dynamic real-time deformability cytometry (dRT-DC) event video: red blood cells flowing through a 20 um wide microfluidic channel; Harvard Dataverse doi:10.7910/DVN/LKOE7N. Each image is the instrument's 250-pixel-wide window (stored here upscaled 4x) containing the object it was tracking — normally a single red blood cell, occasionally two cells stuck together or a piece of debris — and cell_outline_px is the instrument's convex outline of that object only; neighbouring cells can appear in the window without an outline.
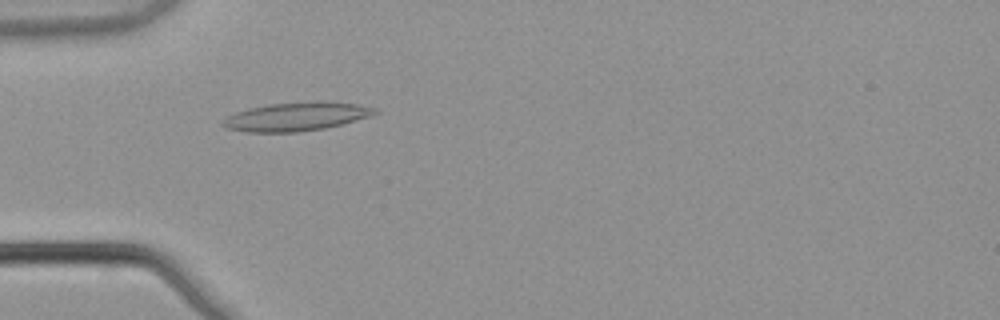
{"species": "common noctule bat (a hibernating species)", "species_latin": "Nyctalus noctula", "temperature_condition": "warm", "stored_images_in_passage": 6, "camera_frame_rate_fps": 3000, "um_per_image_px": 0.085, "animal": {"sex": "male", "body_mass_g": 21.5, "forearm_length_mm": 52.0}, "frame": {"image": 1, "passage_image": 5, "time_ms": 1.333, "image_size_px": [1000, 320], "cell_outline_px": [[380, 112], [372, 116], [324, 128], [296, 132], [244, 132], [224, 128], [220, 124], [220, 120], [236, 112], [248, 108], [268, 104], [356, 104], [376, 108]], "centroid_in_image_um": [25.07, 9.96], "position_along_channel_um": 59.9, "area_um2": 24.33}}
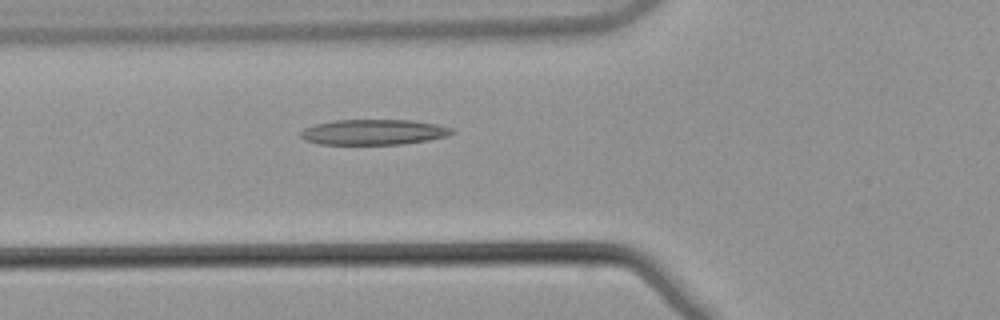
{"frame": {"image": 2, "passage_image": 6, "time_ms": 1.667, "image_size_px": [1000, 320], "cell_outline_px": [[456, 132], [448, 136], [428, 140], [404, 144], [320, 144], [304, 140], [300, 136], [300, 132], [304, 128], [316, 124], [336, 120], [412, 120], [436, 124], [452, 128]], "centroid_in_image_um": [31.78, 11.23], "position_along_channel_um": 94.0, "area_um2": 22.43}}